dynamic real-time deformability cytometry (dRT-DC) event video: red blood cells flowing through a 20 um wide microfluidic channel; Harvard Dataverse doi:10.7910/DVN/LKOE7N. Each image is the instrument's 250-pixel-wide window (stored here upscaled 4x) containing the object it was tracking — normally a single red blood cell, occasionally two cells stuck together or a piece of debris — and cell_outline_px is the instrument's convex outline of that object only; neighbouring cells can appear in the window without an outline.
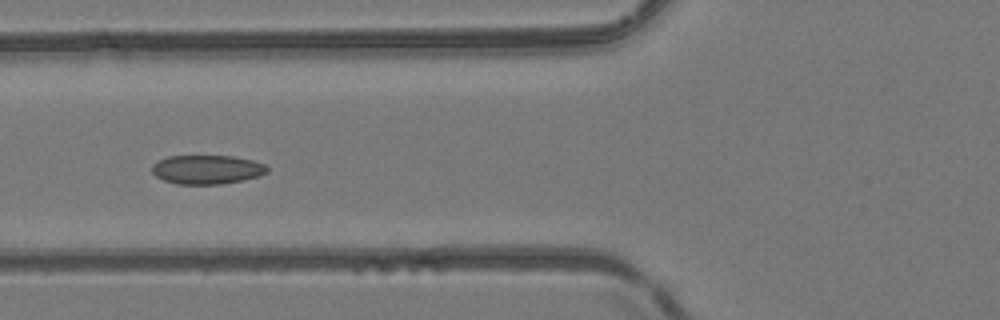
{"species": "common noctule bat (a hibernating species)", "species_latin": "Nyctalus noctula", "temperature_condition": "room temperature", "stored_images_in_passage": 5, "camera_frame_rate_fps": 3000, "um_per_image_px": 0.085, "animal": {"sex": "female", "body_mass_g": 24.6, "forearm_length_mm": 56.2}, "frame": {"image": 1, "passage_image": 5, "time_ms": 4.667, "image_size_px": [1000, 320], "cell_outline_px": [[268, 172], [260, 176], [220, 184], [176, 184], [164, 180], [156, 176], [152, 172], [152, 164], [168, 156], [232, 156], [252, 160], [264, 164], [268, 168]], "centroid_in_image_um": [17.59, 14.41], "position_along_channel_um": 108.2, "area_um2": 19.36}}